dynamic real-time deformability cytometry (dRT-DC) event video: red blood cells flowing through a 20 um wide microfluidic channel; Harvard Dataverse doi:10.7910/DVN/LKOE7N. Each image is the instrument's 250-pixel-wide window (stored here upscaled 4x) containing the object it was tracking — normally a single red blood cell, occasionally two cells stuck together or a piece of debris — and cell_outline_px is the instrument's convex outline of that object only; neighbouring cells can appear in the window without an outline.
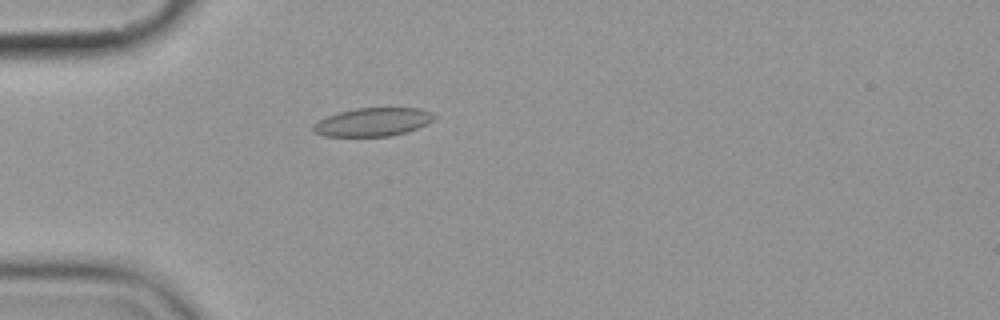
{"species": "common noctule bat (a hibernating species)", "species_latin": "Nyctalus noctula", "temperature_condition": "cold", "stored_images_in_passage": 5, "camera_frame_rate_fps": 3000, "um_per_image_px": 0.085, "animal": {"sex": "female", "body_mass_g": 19.9}, "frame": {"image": 1, "passage_image": 5, "time_ms": 4.667, "image_size_px": [1000, 320], "cell_outline_px": [[436, 116], [432, 120], [416, 128], [404, 132], [388, 136], [324, 136], [312, 132], [312, 124], [336, 112], [356, 108], [420, 108], [432, 112]], "centroid_in_image_um": [31.63, 10.36], "position_along_channel_um": 53.4, "area_um2": 19.88}}